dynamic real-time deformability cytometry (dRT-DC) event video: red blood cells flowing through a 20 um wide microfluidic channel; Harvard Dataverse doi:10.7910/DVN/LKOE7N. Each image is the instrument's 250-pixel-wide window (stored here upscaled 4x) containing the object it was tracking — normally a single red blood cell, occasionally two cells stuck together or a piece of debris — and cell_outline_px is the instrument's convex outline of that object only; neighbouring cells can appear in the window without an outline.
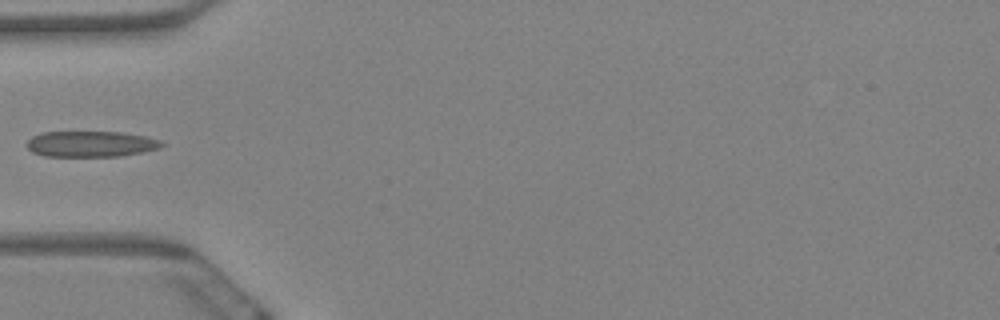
{"species": "Egyptian fruit bat (a non-hibernating species)", "species_latin": "Rousettus aegyptiacus", "temperature_condition": "warm", "stored_images_in_passage": 1, "camera_frame_rate_fps": 3000, "um_per_image_px": 0.085, "animal": {"sex": "female"}, "frame": {"image": 1, "passage_image": 1, "time_ms": 0.0, "image_size_px": [1000, 320], "cell_outline_px": [[168, 144], [160, 148], [120, 156], [44, 156], [32, 152], [28, 148], [28, 140], [32, 136], [40, 132], [120, 132], [144, 136], [160, 140]], "centroid_in_image_um": [7.73, 12.23], "position_along_channel_um": 77.3, "area_um2": 20.29}}